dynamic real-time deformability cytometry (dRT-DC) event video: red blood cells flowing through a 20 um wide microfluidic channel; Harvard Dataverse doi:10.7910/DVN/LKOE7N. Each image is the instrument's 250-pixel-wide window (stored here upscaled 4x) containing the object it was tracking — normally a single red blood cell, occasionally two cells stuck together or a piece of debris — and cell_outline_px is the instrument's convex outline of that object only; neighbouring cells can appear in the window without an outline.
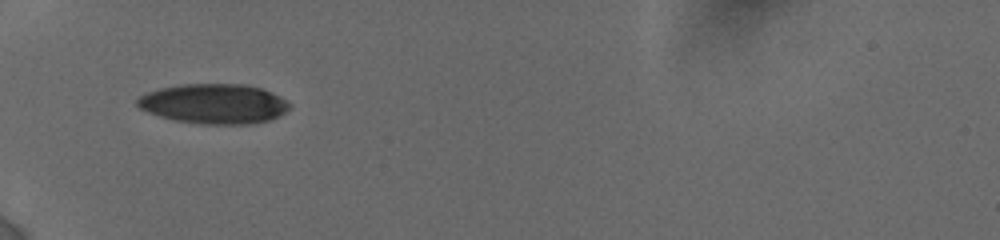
{"species": "human", "species_latin": "Homo sapiens", "temperature_condition": "cold", "stored_images_in_passage": 32, "camera_frame_rate_fps": 3000, "um_per_image_px": 0.085, "donor": {"sex": "female"}, "frame": {"image": 1, "passage_image": 1, "time_ms": 0.0, "image_size_px": [1000, 240], "cell_outline_px": [[292, 108], [280, 116], [268, 120], [248, 124], [200, 124], [172, 120], [148, 112], [140, 108], [136, 104], [136, 100], [140, 96], [148, 92], [160, 88], [180, 84], [244, 84], [260, 88], [272, 92], [288, 100], [292, 104]], "centroid_in_image_um": [18.22, 8.82], "position_along_channel_um": 66.8, "area_um2": 35.66}}
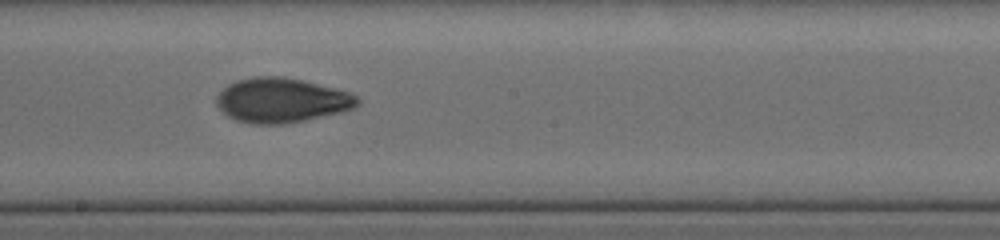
{"frame": {"image": 2, "passage_image": 17, "time_ms": 4.333, "image_size_px": [1000, 240], "cell_outline_px": [[360, 104], [352, 108], [340, 112], [304, 120], [284, 124], [252, 124], [236, 120], [228, 116], [216, 104], [216, 96], [228, 84], [236, 80], [252, 76], [284, 76], [336, 88], [348, 92], [356, 96], [360, 100]], "centroid_in_image_um": [23.91, 8.51], "position_along_channel_um": 224.3, "area_um2": 36.59}}
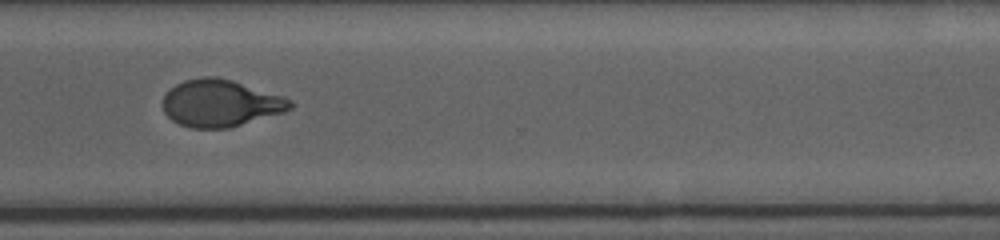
{"frame": {"image": 3, "passage_image": 31, "time_ms": 7.667, "image_size_px": [1000, 240], "cell_outline_px": [[292, 108], [284, 112], [228, 128], [192, 128], [180, 124], [172, 120], [164, 112], [164, 92], [168, 88], [184, 80], [200, 76], [216, 76], [232, 80], [284, 96], [292, 100]], "centroid_in_image_um": [18.73, 8.75], "position_along_channel_um": 351.9, "area_um2": 35.03}}